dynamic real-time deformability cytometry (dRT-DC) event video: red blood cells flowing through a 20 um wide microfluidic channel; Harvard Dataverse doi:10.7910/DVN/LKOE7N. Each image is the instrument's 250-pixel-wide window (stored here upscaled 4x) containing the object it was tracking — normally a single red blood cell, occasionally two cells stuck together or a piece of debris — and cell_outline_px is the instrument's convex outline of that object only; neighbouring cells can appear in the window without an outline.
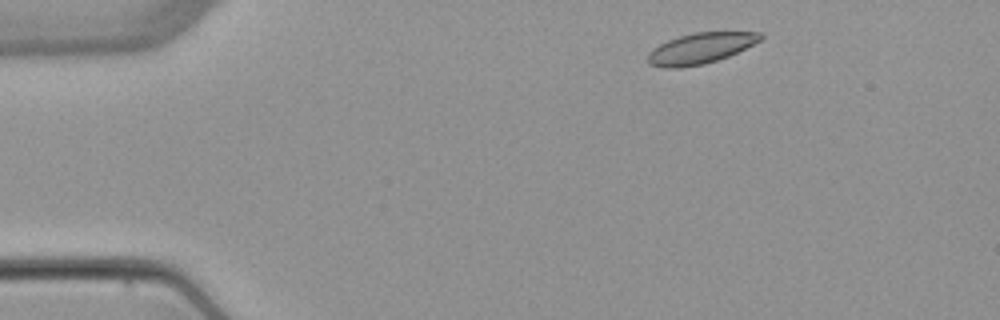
{"species": "common noctule bat (a hibernating species)", "species_latin": "Nyctalus noctula", "temperature_condition": "warm", "stored_images_in_passage": 3, "camera_frame_rate_fps": 3000, "um_per_image_px": 0.085, "animal": {"sex": "female", "body_mass_g": 22.7, "forearm_length_mm": 54.2}, "frame": {"image": 1, "passage_image": 1, "time_ms": 0.0, "image_size_px": [1000, 320], "cell_outline_px": [[764, 36], [760, 40], [728, 56], [704, 64], [680, 68], [664, 68], [648, 64], [648, 52], [652, 48], [668, 40], [680, 36], [696, 32], [764, 32]], "centroid_in_image_um": [59.5, 4.11], "position_along_channel_um": 25.5, "area_um2": 20.06}}